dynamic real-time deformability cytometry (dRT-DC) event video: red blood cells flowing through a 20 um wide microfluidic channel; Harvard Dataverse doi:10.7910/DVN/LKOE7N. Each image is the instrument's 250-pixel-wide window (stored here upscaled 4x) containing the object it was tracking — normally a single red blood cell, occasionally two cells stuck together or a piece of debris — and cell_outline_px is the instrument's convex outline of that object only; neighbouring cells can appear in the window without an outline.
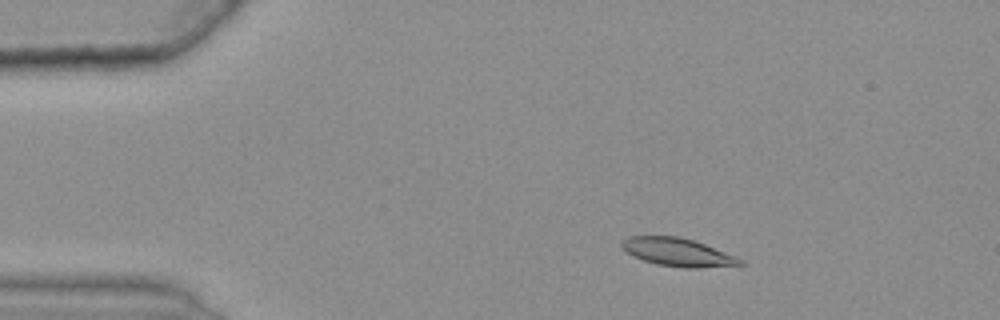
{"species": "common noctule bat (a hibernating species)", "species_latin": "Nyctalus noctula", "temperature_condition": "warm", "stored_images_in_passage": 44, "camera_frame_rate_fps": 3000, "um_per_image_px": 0.085, "animal": {"sex": "female", "body_mass_g": 25.1}, "frame": {"image": 1, "passage_image": 8, "time_ms": 2.333, "image_size_px": [1000, 320], "cell_outline_px": [[744, 264], [696, 268], [684, 268], [656, 264], [632, 256], [620, 248], [620, 240], [628, 236], [680, 236], [704, 244], [736, 256], [744, 260]], "centroid_in_image_um": [57.54, 21.43], "position_along_channel_um": 27.5, "area_um2": 19.48}}
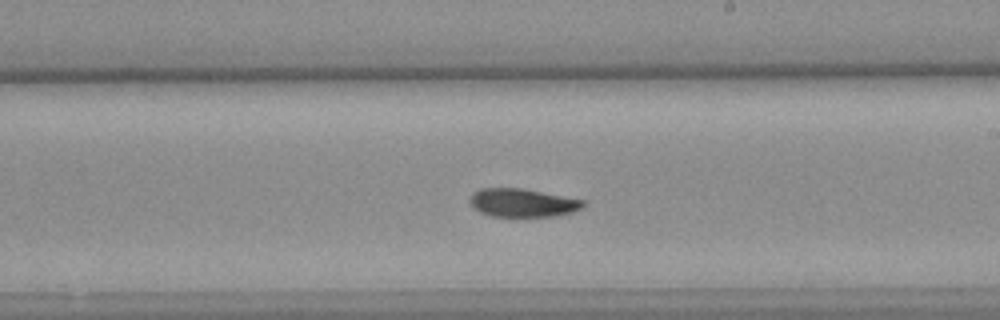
{"frame": {"image": 2, "passage_image": 31, "time_ms": 10.0, "image_size_px": [1000, 320], "cell_outline_px": [[584, 204], [580, 208], [572, 212], [556, 216], [492, 216], [480, 212], [468, 200], [472, 192], [480, 188], [524, 188], [584, 200]], "centroid_in_image_um": [44.39, 17.22], "position_along_channel_um": 244.6, "area_um2": 18.61}}
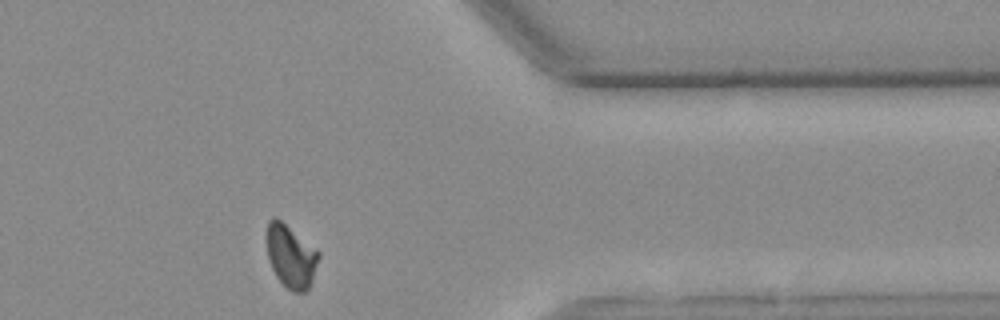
{"frame": {"image": 3, "passage_image": 44, "time_ms": 14.333, "image_size_px": [1000, 320], "cell_outline_px": [[320, 256], [312, 280], [308, 288], [304, 292], [292, 292], [276, 276], [272, 268], [268, 256], [268, 220], [272, 216], [276, 216], [316, 248], [320, 252]], "centroid_in_image_um": [24.75, 21.76], "position_along_channel_um": 386.7, "area_um2": 18.84}, "authors_computed_cell_mechanics": {"area_um2": 19.5364, "velocity_mm_per_s": 3.6441, "shape_relaxation_time_tau1_ms": 7.6599, "shape_relaxation_time_tau2_ms": 5.7358, "deformation_change_tau1": 0.1929, "deformation_change_tau2": 0.0967}}